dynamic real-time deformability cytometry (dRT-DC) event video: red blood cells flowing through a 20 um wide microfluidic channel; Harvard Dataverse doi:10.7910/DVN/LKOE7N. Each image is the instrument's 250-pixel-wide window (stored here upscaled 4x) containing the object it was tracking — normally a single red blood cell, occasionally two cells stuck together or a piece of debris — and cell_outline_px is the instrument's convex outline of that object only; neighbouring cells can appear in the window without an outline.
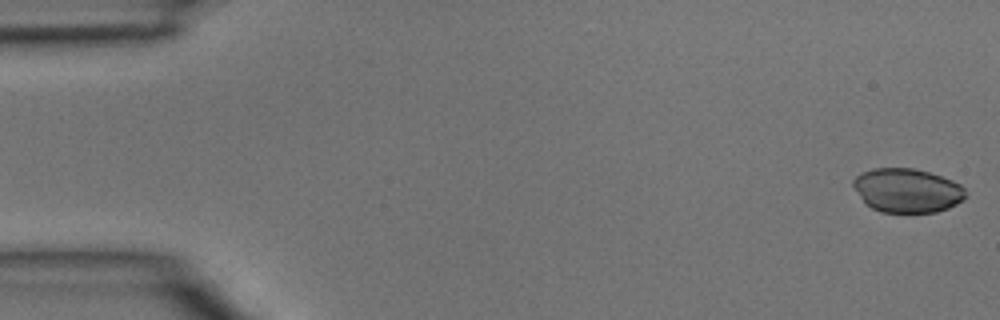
{"species": "common noctule bat (a hibernating species)", "species_latin": "Nyctalus noctula", "temperature_condition": "room temperature", "stored_images_in_passage": 45, "camera_frame_rate_fps": 3000, "um_per_image_px": 0.085, "animal": {"sex": "male", "body_mass_g": 15.6}, "frame": {"image": 1, "passage_image": 1, "time_ms": 0.0, "image_size_px": [1000, 320], "cell_outline_px": [[964, 200], [948, 208], [936, 212], [880, 212], [872, 208], [860, 196], [852, 184], [852, 180], [860, 172], [872, 168], [912, 168], [928, 172], [952, 180], [960, 184], [964, 188]], "centroid_in_image_um": [77.09, 16.18], "position_along_channel_um": 7.9, "area_um2": 28.67}}
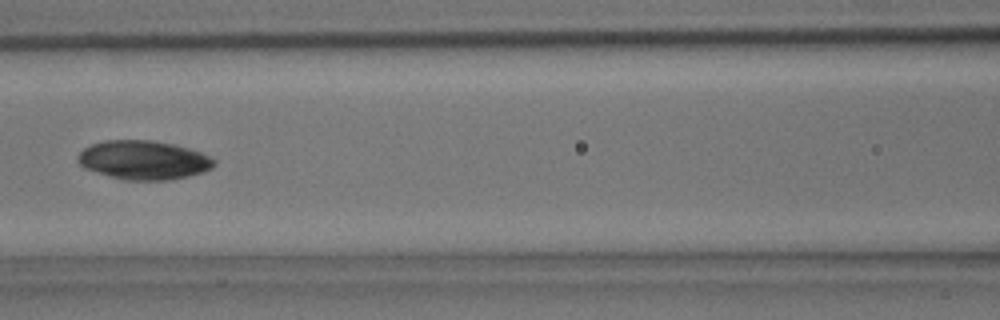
{"frame": {"image": 2, "passage_image": 20, "time_ms": 6.333, "image_size_px": [1000, 320], "cell_outline_px": [[216, 164], [212, 168], [204, 172], [188, 176], [168, 180], [124, 180], [84, 168], [76, 160], [76, 156], [84, 148], [92, 144], [104, 140], [152, 140], [172, 144], [188, 148], [200, 152], [216, 160]], "centroid_in_image_um": [12.2, 13.6], "position_along_channel_um": 154.4, "area_um2": 30.92}}
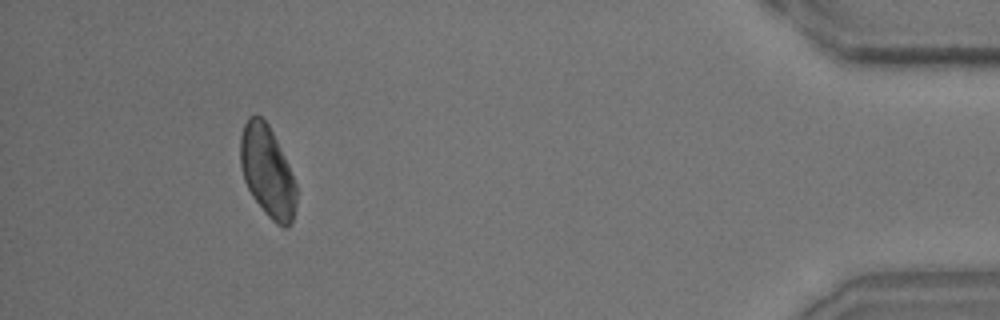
{"frame": {"image": 3, "passage_image": 42, "time_ms": 13.667, "image_size_px": [1000, 320], "cell_outline_px": [[296, 208], [292, 224], [288, 228], [284, 228], [276, 224], [264, 212], [252, 196], [244, 180], [240, 168], [240, 136], [244, 124], [248, 116], [260, 116], [268, 124], [288, 164], [296, 184]], "centroid_in_image_um": [22.72, 14.62], "position_along_channel_um": 412.5, "area_um2": 29.82}}